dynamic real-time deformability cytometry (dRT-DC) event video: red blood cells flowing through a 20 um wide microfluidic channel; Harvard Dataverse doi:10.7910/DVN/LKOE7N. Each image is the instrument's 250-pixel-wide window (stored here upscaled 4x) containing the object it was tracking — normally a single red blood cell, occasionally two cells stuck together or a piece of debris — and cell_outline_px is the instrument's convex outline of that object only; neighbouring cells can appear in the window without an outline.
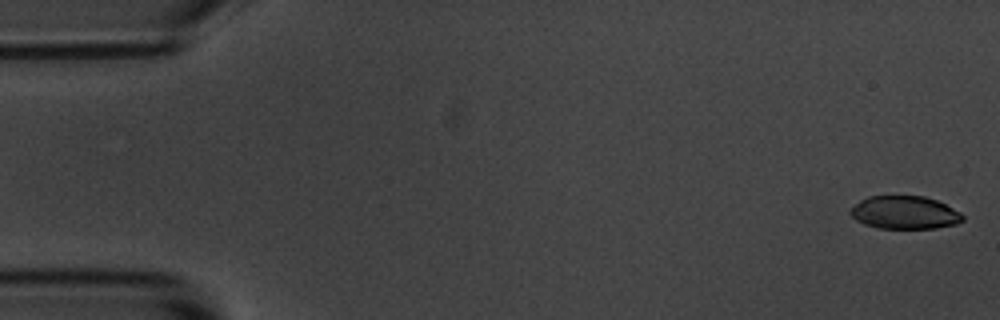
{"species": "common noctule bat (a hibernating species)", "species_latin": "Nyctalus noctula", "temperature_condition": "room temperature", "stored_images_in_passage": 4, "camera_frame_rate_fps": 3000, "um_per_image_px": 0.085, "animal": {"sex": "male", "body_mass_g": 20.1, "forearm_length_mm": 53.5}, "frame": {"image": 1, "passage_image": 1, "time_ms": 0.0, "image_size_px": [1000, 320], "cell_outline_px": [[964, 220], [956, 224], [936, 228], [876, 228], [864, 224], [856, 220], [848, 212], [860, 200], [868, 196], [924, 196], [936, 200], [960, 212], [964, 216]], "centroid_in_image_um": [76.89, 18.07], "position_along_channel_um": 8.1, "area_um2": 21.56}}